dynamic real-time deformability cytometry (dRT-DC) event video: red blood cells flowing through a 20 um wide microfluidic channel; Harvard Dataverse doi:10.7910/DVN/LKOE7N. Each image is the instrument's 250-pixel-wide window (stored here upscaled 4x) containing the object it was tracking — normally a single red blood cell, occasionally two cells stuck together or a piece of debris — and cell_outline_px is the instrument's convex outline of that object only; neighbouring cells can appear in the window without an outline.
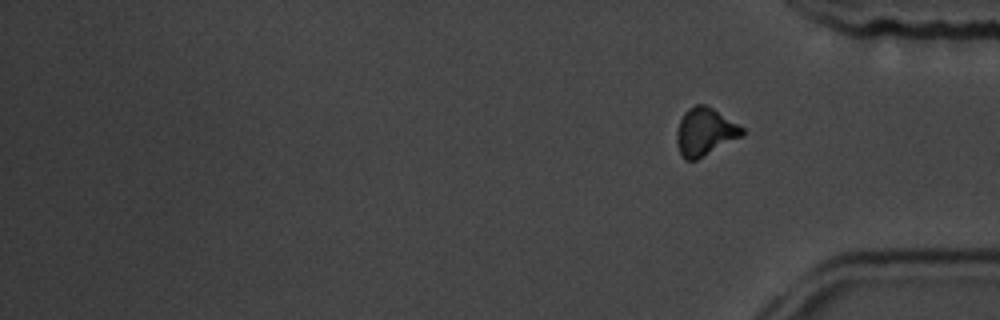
{"species": "common noctule bat (a hibernating species)", "species_latin": "Nyctalus noctula", "temperature_condition": "room temperature", "stored_images_in_passage": 18, "segment_of_instrument_passage": [2, 2], "camera_frame_rate_fps": 3000, "um_per_image_px": 0.085, "animal": {"sex": "male", "body_mass_g": 19.5, "forearm_length_mm": 54.6}, "frame": {"image": 1, "passage_image": 18, "time_ms": 19.333, "image_size_px": [1000, 320], "cell_outline_px": [[744, 136], [696, 160], [688, 160], [680, 152], [676, 140], [676, 132], [680, 120], [684, 112], [688, 108], [696, 104], [704, 104], [712, 108], [744, 128]], "centroid_in_image_um": [59.93, 11.2], "position_along_channel_um": 375.3, "area_um2": 18.09}}